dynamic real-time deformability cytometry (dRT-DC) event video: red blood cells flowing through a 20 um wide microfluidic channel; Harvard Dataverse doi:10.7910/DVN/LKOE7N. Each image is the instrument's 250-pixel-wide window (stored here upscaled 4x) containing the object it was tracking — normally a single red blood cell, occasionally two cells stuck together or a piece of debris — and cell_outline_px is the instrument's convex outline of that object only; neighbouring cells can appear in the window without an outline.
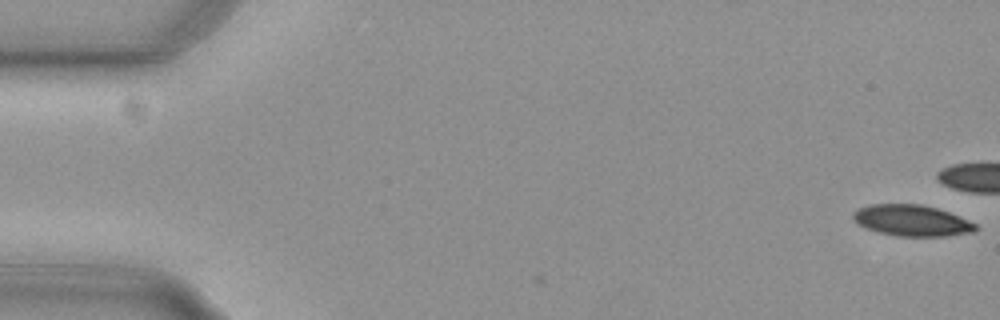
{"species": "common noctule bat (a hibernating species)", "species_latin": "Nyctalus noctula", "temperature_condition": "cold", "stored_images_in_passage": 3, "camera_frame_rate_fps": 3000, "um_per_image_px": 0.085, "animal": {"sex": "female", "body_mass_g": 29.2, "forearm_length_mm": 56.3}, "frame": {"image": 1, "passage_image": 1, "time_ms": 0.0, "image_size_px": [1000, 320], "cell_outline_px": [[976, 228], [972, 232], [944, 236], [896, 236], [864, 228], [852, 216], [852, 212], [860, 208], [872, 204], [920, 204], [936, 208], [948, 212], [968, 220], [976, 224]], "centroid_in_image_um": [77.48, 18.74], "position_along_channel_um": 7.5, "area_um2": 21.91}}